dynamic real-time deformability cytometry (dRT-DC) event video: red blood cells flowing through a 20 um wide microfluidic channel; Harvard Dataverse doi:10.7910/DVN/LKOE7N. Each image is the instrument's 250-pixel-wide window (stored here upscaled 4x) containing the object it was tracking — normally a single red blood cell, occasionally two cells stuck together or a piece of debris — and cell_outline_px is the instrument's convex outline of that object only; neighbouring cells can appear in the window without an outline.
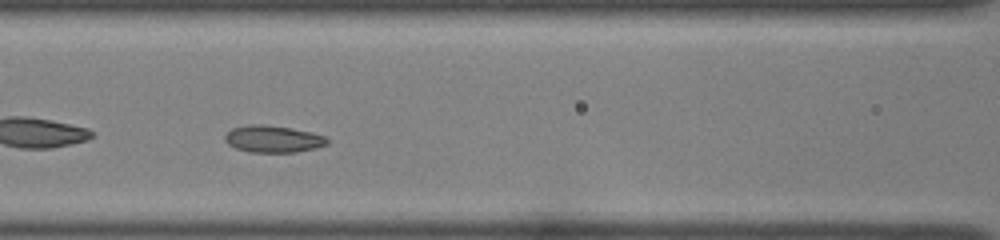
{"species": "common noctule bat (a hibernating species)", "species_latin": "Nyctalus noctula", "temperature_condition": "room temperature", "stored_images_in_passage": 39, "camera_frame_rate_fps": 3000, "um_per_image_px": 0.085, "animal": {"sex": "female", "body_mass_g": 22.0, "forearm_length_mm": 56.7}, "frame": {"image": 1, "passage_image": 12, "time_ms": 3.667, "image_size_px": [1000, 240], "cell_outline_px": [[328, 144], [316, 148], [296, 152], [248, 152], [236, 148], [228, 144], [224, 140], [224, 136], [232, 128], [248, 124], [260, 124], [288, 128], [312, 132], [324, 136], [328, 140]], "centroid_in_image_um": [23.19, 11.82], "position_along_channel_um": 143.4, "area_um2": 16.01}, "authors_computed_cell_mechanics": {"area_um2": 16.0106, "velocity_mm_per_s": 3.9486, "shape_relaxation_time_tau1_ms": 2.6195, "shape_relaxation_time_tau2_ms": 7.1484, "deformation_change_tau1": 0.0926, "deformation_change_tau2": 0.1324}}